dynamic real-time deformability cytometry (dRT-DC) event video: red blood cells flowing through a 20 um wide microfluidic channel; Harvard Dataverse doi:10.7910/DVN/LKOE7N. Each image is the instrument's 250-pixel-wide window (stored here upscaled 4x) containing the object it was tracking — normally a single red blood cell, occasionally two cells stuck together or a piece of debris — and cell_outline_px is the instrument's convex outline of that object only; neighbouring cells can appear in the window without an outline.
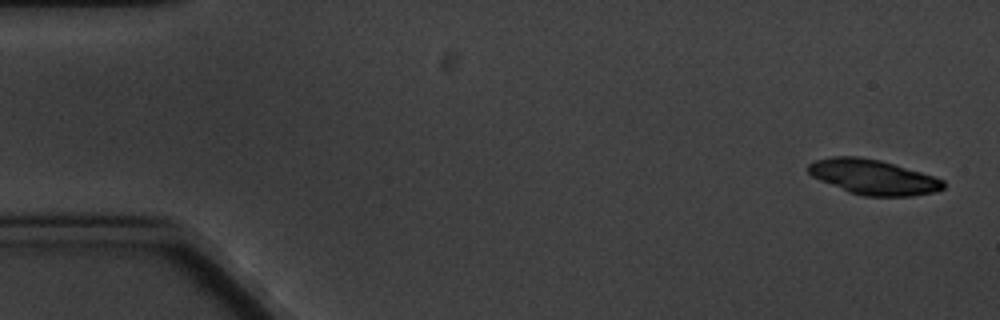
{"species": "common noctule bat (a hibernating species)", "species_latin": "Nyctalus noctula", "temperature_condition": "cold", "stored_images_in_passage": 10, "camera_frame_rate_fps": 3000, "um_per_image_px": 0.085, "animal": {"sex": "male", "body_mass_g": 20.1, "forearm_length_mm": 53.5}, "frame": {"image": 1, "passage_image": 1, "time_ms": 0.0, "image_size_px": [1000, 320], "cell_outline_px": [[944, 188], [936, 192], [912, 196], [864, 196], [848, 192], [820, 180], [812, 176], [804, 168], [808, 164], [816, 160], [832, 156], [860, 156], [880, 160], [920, 172], [944, 180]], "centroid_in_image_um": [74.18, 15.05], "position_along_channel_um": 10.8, "area_um2": 27.57}}
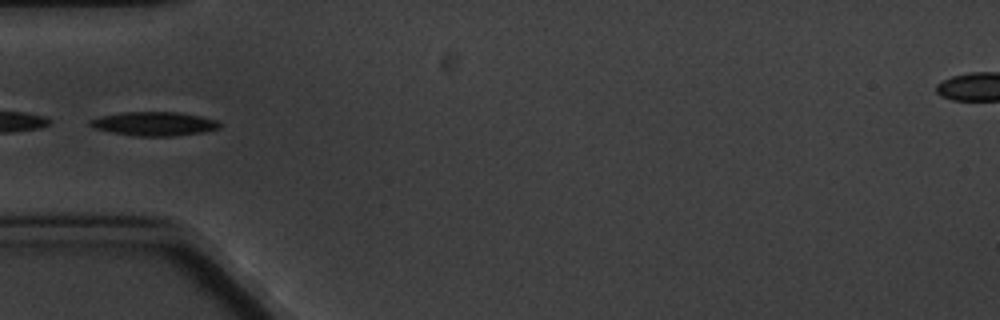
{"frame": {"image": 2, "passage_image": 6, "time_ms": 5.667, "image_size_px": [1000, 320], "cell_outline_px": [[220, 128], [204, 132], [172, 136], [132, 136], [112, 132], [96, 128], [88, 124], [88, 120], [100, 116], [120, 112], [176, 112], [200, 116], [216, 120], [220, 124]], "centroid_in_image_um": [13.08, 10.52], "position_along_channel_um": 71.9, "area_um2": 18.03}}